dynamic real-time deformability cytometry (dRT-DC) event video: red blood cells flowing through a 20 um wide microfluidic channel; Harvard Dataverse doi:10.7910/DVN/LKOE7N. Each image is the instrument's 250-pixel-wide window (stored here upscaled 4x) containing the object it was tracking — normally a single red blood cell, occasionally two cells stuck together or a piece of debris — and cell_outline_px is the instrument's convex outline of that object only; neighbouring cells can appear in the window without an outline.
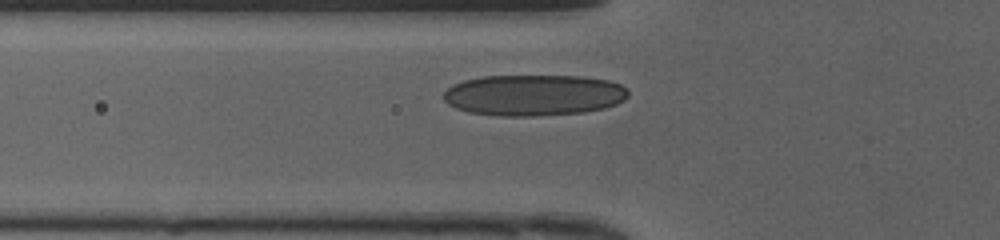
{"species": "human", "species_latin": "Homo sapiens", "temperature_condition": "cold", "stored_images_in_passage": 25, "camera_frame_rate_fps": 3000, "um_per_image_px": 0.085, "donor": {"sex": "female"}, "frame": {"image": 1, "passage_image": 2, "time_ms": 0.333, "image_size_px": [1000, 240], "cell_outline_px": [[628, 96], [624, 100], [616, 104], [604, 108], [584, 112], [540, 116], [500, 116], [468, 112], [456, 108], [448, 104], [444, 100], [444, 92], [452, 84], [464, 80], [484, 76], [580, 76], [608, 80], [620, 84], [628, 88]], "centroid_in_image_um": [45.37, 8.09], "position_along_channel_um": 80.4, "area_um2": 44.51}}
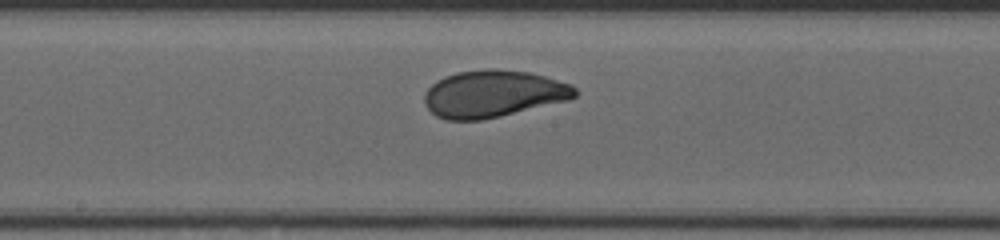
{"frame": {"image": 2, "passage_image": 11, "time_ms": 3.333, "image_size_px": [1000, 240], "cell_outline_px": [[580, 92], [576, 96], [568, 100], [500, 116], [480, 120], [448, 120], [436, 116], [424, 104], [424, 92], [436, 80], [444, 76], [456, 72], [488, 68], [496, 68], [528, 72], [544, 76], [572, 84]], "centroid_in_image_um": [41.92, 7.96], "position_along_channel_um": 206.3, "area_um2": 41.5}}
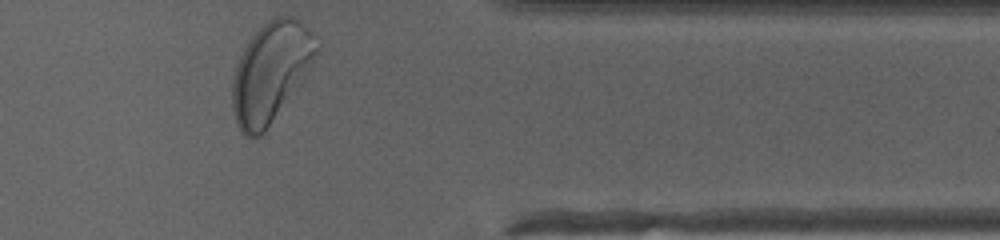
{"frame": {"image": 3, "passage_image": 25, "time_ms": 8.0, "image_size_px": [1000, 240], "cell_outline_px": [[320, 48], [308, 72], [264, 132], [256, 140], [244, 136], [240, 132], [236, 124], [232, 108], [232, 80], [240, 56], [248, 40], [268, 20], [276, 16], [292, 16], [308, 28], [320, 44]], "centroid_in_image_um": [23.0, 6.15], "position_along_channel_um": 388.4, "area_um2": 48.78}, "authors_computed_cell_mechanics": {"area_um2": 40.8646, "velocity_mm_per_s": 4.1742, "shape_relaxation_time_tau1_ms": 3.0122, "shape_relaxation_time_tau2_ms": 0.7774, "deformation_change_tau1": 0.1463, "deformation_change_tau2": 0.0556}}